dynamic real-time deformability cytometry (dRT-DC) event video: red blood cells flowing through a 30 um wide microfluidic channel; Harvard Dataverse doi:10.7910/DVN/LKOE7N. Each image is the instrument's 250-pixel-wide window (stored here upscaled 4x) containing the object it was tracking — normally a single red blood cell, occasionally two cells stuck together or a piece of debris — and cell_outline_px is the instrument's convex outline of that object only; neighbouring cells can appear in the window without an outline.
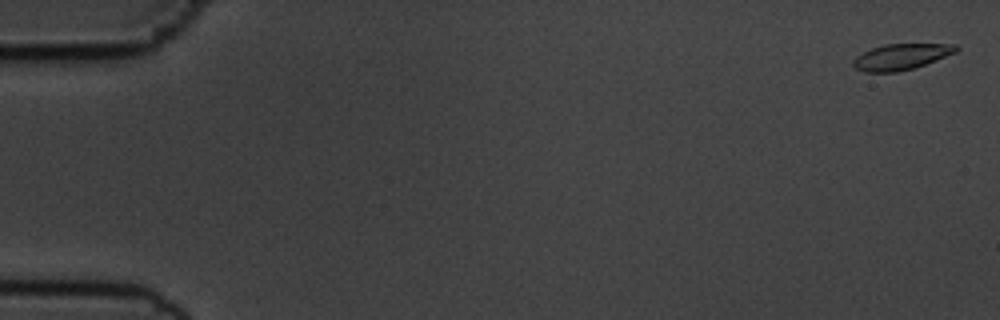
{"species": "common noctule bat (a hibernating species)", "species_latin": "Nyctalus noctula", "temperature_condition": "cold", "stored_images_in_passage": 57, "camera_frame_rate_fps": 3000, "um_per_image_px": 0.085, "animal": {"sex": "male", "body_mass_g": 19.5, "forearm_length_mm": 54.6}, "frame": {"image": 1, "passage_image": 2, "time_ms": 0.333, "image_size_px": [1000, 320], "cell_outline_px": [[960, 48], [956, 52], [936, 60], [912, 68], [896, 72], [864, 72], [856, 68], [852, 64], [852, 60], [856, 56], [872, 48], [884, 44], [956, 44]], "centroid_in_image_um": [76.58, 4.82], "position_along_channel_um": 8.4, "area_um2": 15.43}}
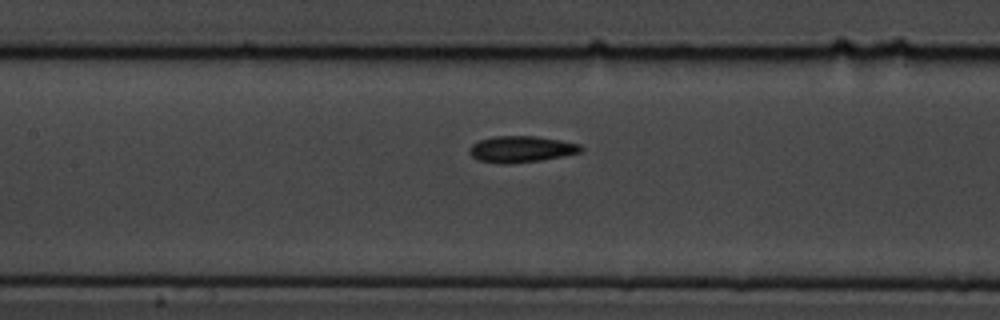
{"frame": {"image": 2, "passage_image": 27, "time_ms": 8.667, "image_size_px": [1000, 320], "cell_outline_px": [[584, 152], [564, 156], [540, 160], [508, 164], [504, 164], [476, 160], [468, 152], [468, 148], [472, 144], [480, 140], [492, 136], [536, 136], [560, 140], [580, 144], [584, 148]], "centroid_in_image_um": [44.31, 12.68], "position_along_channel_um": 163.1, "area_um2": 17.34}}
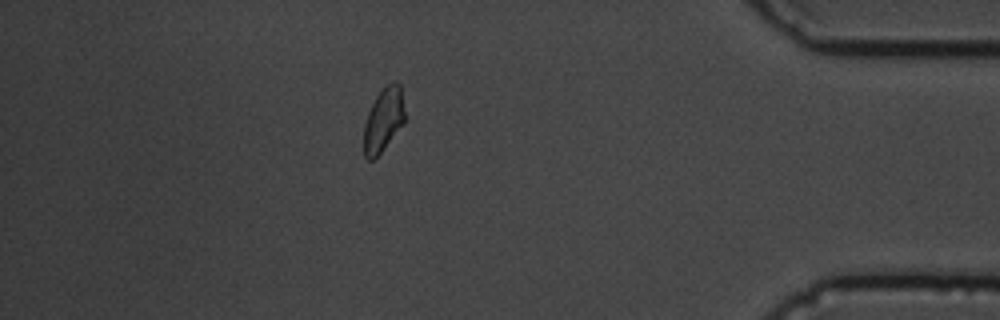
{"frame": {"image": 3, "passage_image": 50, "time_ms": 16.333, "image_size_px": [1000, 320], "cell_outline_px": [[404, 124], [384, 148], [372, 160], [368, 160], [364, 156], [364, 124], [368, 112], [376, 96], [392, 80], [396, 80], [400, 84], [404, 112]], "centroid_in_image_um": [32.59, 10.18], "position_along_channel_um": 402.6, "area_um2": 15.09}, "authors_computed_cell_mechanics": {"area_um2": 16.4152, "velocity_mm_per_s": 3.626, "shape_relaxation_time_tau1_ms": 3.2603, "shape_relaxation_time_tau2_ms": 4.5925, "deformation_change_tau1": 0.1147, "deformation_change_tau2": 0.0929}}